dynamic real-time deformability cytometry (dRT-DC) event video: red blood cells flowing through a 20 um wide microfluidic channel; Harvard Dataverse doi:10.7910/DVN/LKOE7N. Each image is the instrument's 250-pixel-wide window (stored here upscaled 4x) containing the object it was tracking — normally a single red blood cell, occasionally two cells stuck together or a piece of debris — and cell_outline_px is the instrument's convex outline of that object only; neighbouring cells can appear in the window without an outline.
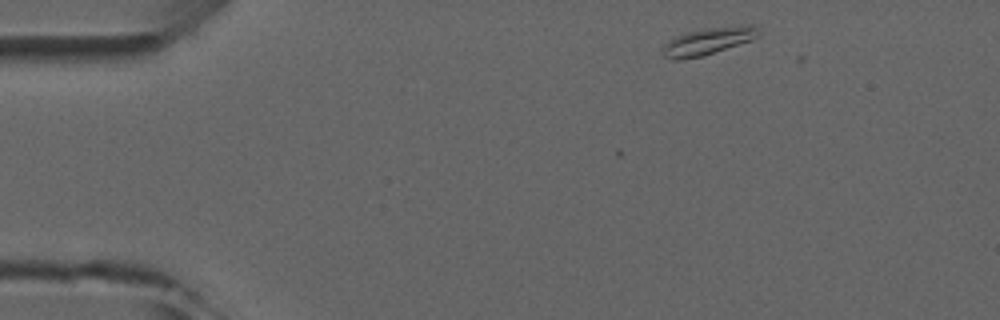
{"species": "common noctule bat (a hibernating species)", "species_latin": "Nyctalus noctula", "temperature_condition": "room temperature", "stored_images_in_passage": 2, "camera_frame_rate_fps": 3000, "um_per_image_px": 0.085, "animal": {"sex": "male", "forearm_length_mm": 52.5}, "frame": {"image": 1, "passage_image": 1, "time_ms": 0.0, "image_size_px": [1000, 320], "cell_outline_px": [[760, 36], [752, 40], [704, 56], [680, 60], [672, 60], [664, 56], [664, 48], [668, 40], [676, 36], [688, 32], [704, 28], [740, 24], [752, 24], [760, 28]], "centroid_in_image_um": [60.28, 3.48], "position_along_channel_um": 24.7, "area_um2": 15.49}}